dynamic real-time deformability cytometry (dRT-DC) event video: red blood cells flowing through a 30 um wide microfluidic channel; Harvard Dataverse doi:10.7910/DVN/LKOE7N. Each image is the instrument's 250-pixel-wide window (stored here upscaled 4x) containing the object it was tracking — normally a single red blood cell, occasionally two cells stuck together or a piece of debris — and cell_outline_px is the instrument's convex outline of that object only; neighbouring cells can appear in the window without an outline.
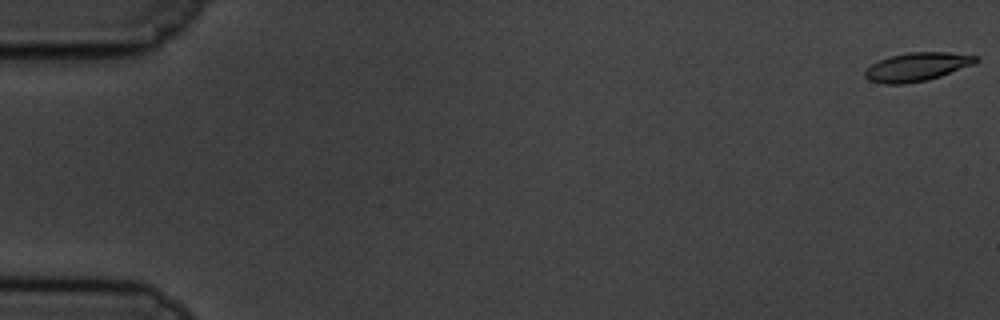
{"species": "common noctule bat (a hibernating species)", "species_latin": "Nyctalus noctula", "temperature_condition": "cold", "stored_images_in_passage": 14, "camera_frame_rate_fps": 3000, "um_per_image_px": 0.085, "animal": {"sex": "male", "body_mass_g": 19.5, "forearm_length_mm": 54.6}, "frame": {"image": 1, "passage_image": 1, "time_ms": 0.0, "image_size_px": [1000, 320], "cell_outline_px": [[980, 60], [976, 64], [928, 80], [904, 84], [884, 84], [868, 80], [864, 76], [864, 72], [872, 64], [880, 60], [892, 56], [908, 52], [948, 52], [980, 56]], "centroid_in_image_um": [78.0, 5.68], "position_along_channel_um": 7.0, "area_um2": 18.55}}